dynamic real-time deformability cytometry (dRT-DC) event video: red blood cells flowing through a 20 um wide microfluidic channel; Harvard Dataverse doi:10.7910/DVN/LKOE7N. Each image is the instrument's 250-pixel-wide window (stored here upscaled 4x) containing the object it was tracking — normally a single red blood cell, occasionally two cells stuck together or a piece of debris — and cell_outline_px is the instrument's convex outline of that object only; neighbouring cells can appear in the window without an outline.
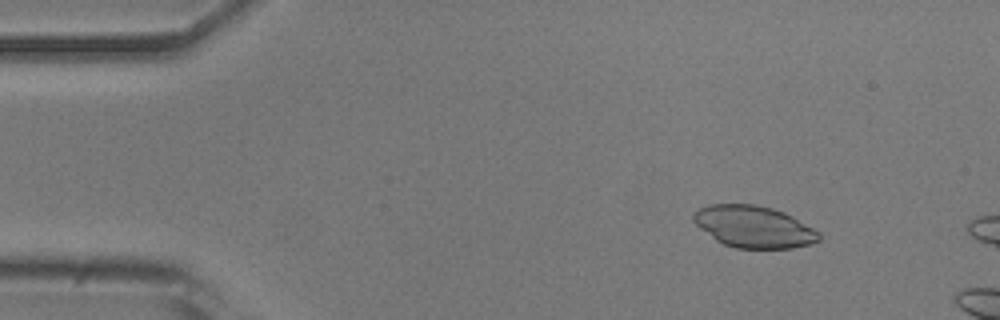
{"species": "common noctule bat (a hibernating species)", "species_latin": "Nyctalus noctula", "temperature_condition": "room temperature", "stored_images_in_passage": 12, "camera_frame_rate_fps": 3000, "um_per_image_px": 0.085, "animal": {"sex": "male", "body_mass_g": 20.5, "forearm_length_mm": 52.5}, "frame": {"image": 1, "passage_image": 7, "time_ms": 2.0, "image_size_px": [1000, 320], "cell_outline_px": [[820, 240], [812, 244], [792, 248], [736, 248], [724, 244], [716, 240], [700, 228], [692, 220], [692, 212], [708, 204], [756, 204], [772, 208], [784, 212], [792, 216], [820, 232]], "centroid_in_image_um": [64.07, 19.26], "position_along_channel_um": 20.9, "area_um2": 30.69}}